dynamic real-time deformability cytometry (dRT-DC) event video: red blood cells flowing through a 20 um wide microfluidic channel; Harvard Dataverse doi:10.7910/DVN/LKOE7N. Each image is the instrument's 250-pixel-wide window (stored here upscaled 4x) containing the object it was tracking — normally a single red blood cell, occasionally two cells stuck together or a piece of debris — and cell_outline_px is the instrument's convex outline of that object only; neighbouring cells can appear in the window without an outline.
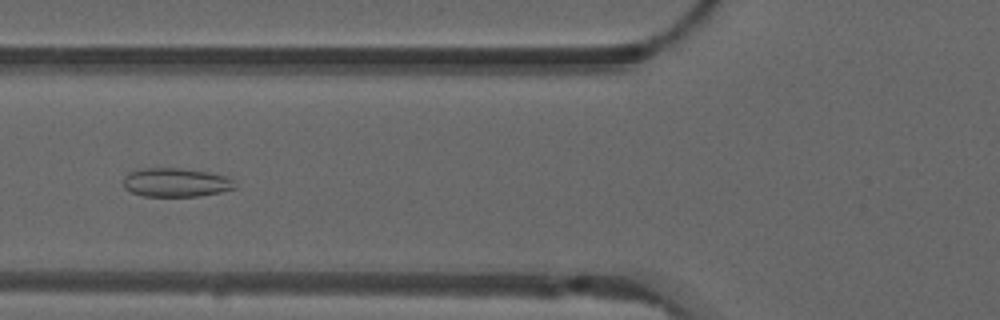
{"species": "common noctule bat (a hibernating species)", "species_latin": "Nyctalus noctula", "temperature_condition": "warm", "stored_images_in_passage": 47, "camera_frame_rate_fps": 3000, "um_per_image_px": 0.085, "animal": {"sex": "male", "forearm_length_mm": 52.5}, "frame": {"image": 1, "passage_image": 14, "time_ms": 4.333, "image_size_px": [1000, 320], "cell_outline_px": [[236, 188], [220, 192], [200, 196], [144, 196], [132, 192], [124, 188], [124, 176], [128, 172], [144, 168], [180, 168], [208, 172], [224, 176], [232, 180], [236, 184]], "centroid_in_image_um": [14.93, 15.51], "position_along_channel_um": 110.9, "area_um2": 18.67}}
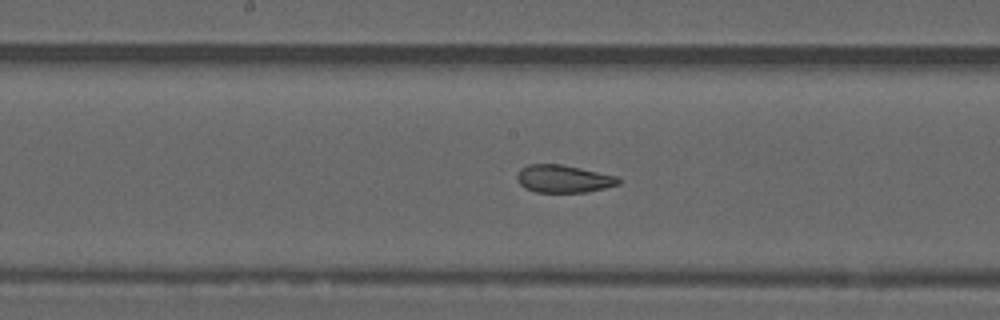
{"frame": {"image": 2, "passage_image": 21, "time_ms": 6.667, "image_size_px": [1000, 320], "cell_outline_px": [[620, 184], [588, 192], [536, 192], [524, 188], [520, 184], [516, 176], [520, 168], [528, 164], [560, 164], [580, 168], [616, 176], [620, 180]], "centroid_in_image_um": [47.87, 15.2], "position_along_channel_um": 200.3, "area_um2": 16.3}}
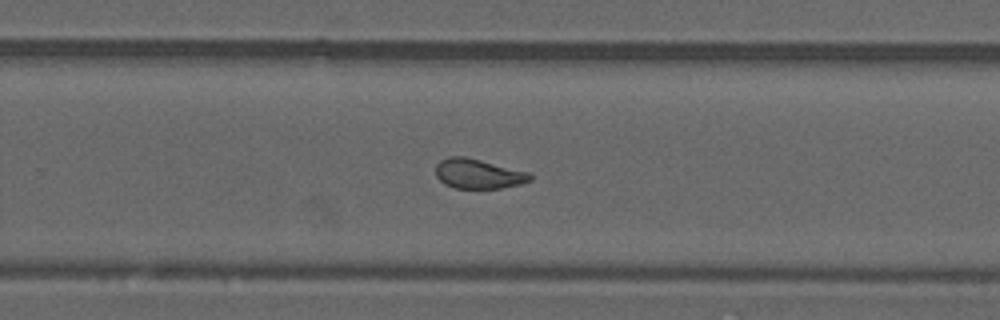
{"frame": {"image": 3, "passage_image": 28, "time_ms": 9.0, "image_size_px": [1000, 320], "cell_outline_px": [[532, 180], [520, 184], [500, 188], [452, 188], [444, 184], [436, 176], [436, 164], [440, 160], [448, 156], [464, 156], [532, 172]], "centroid_in_image_um": [40.67, 14.76], "position_along_channel_um": 289.1, "area_um2": 16.59}, "authors_computed_cell_mechanics": {"area_um2": 17.34, "velocity_mm_per_s": 3.8275, "shape_relaxation_time_tau1_ms": null, "shape_relaxation_time_tau2_ms": 0.9683, "deformation_change_tau1": null, "deformation_change_tau2": 0.0736}}